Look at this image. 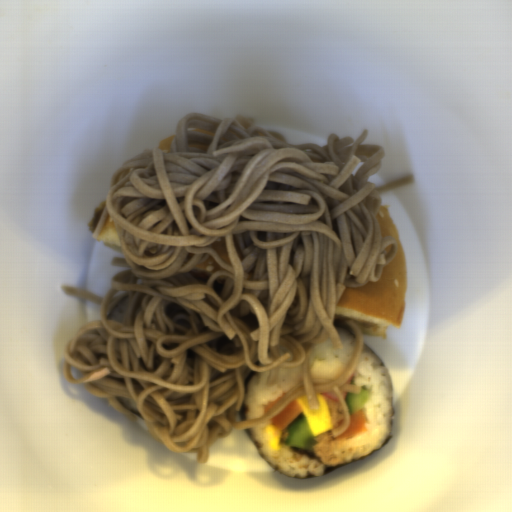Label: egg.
Segmentation results:
<instances>
[{"mask_svg": "<svg viewBox=\"0 0 512 512\" xmlns=\"http://www.w3.org/2000/svg\"><path fill=\"white\" fill-rule=\"evenodd\" d=\"M316 398L319 404L318 409L309 408L307 397L304 394L295 398L302 408L310 429L315 436L329 431L334 427L326 399L321 393L317 394Z\"/></svg>", "mask_w": 512, "mask_h": 512, "instance_id": "d2b9013d", "label": "egg"}]
</instances>
